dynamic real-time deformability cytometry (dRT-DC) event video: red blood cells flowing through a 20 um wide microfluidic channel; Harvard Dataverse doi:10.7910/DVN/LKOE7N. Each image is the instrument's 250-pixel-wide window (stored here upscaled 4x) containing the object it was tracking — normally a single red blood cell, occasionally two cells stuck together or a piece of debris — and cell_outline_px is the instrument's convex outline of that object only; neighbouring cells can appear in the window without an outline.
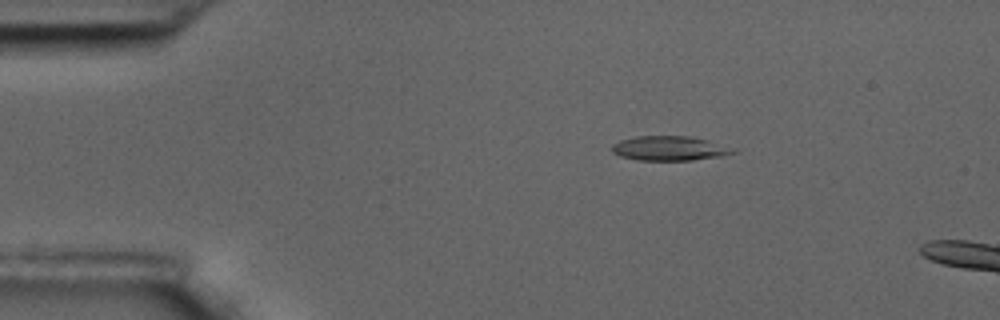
{"species": "common noctule bat (a hibernating species)", "species_latin": "Nyctalus noctula", "temperature_condition": "room temperature", "stored_images_in_passage": 57, "camera_frame_rate_fps": 3000, "um_per_image_px": 0.085, "animal": {"sex": "male", "body_mass_g": 17.5, "forearm_length_mm": 52.3}, "frame": {"image": 1, "passage_image": 10, "time_ms": 3.0, "image_size_px": [1000, 320], "cell_outline_px": [[736, 152], [720, 156], [692, 160], [636, 160], [620, 156], [612, 152], [612, 144], [620, 140], [636, 136], [688, 136], [708, 140], [736, 148]], "centroid_in_image_um": [56.9, 12.6], "position_along_channel_um": 28.1, "area_um2": 17.34}}
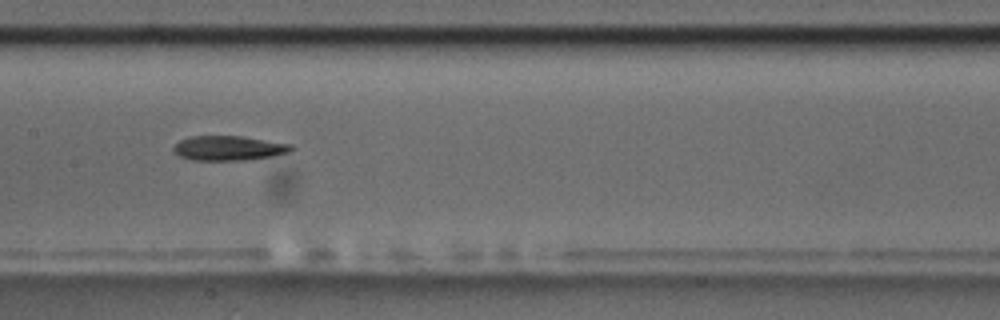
{"frame": {"image": 2, "passage_image": 29, "time_ms": 9.333, "image_size_px": [1000, 320], "cell_outline_px": [[296, 148], [292, 152], [272, 156], [244, 160], [192, 160], [180, 156], [172, 152], [172, 148], [180, 140], [188, 136], [240, 136], [292, 144]], "centroid_in_image_um": [19.45, 12.59], "position_along_channel_um": 187.9, "area_um2": 17.05}}
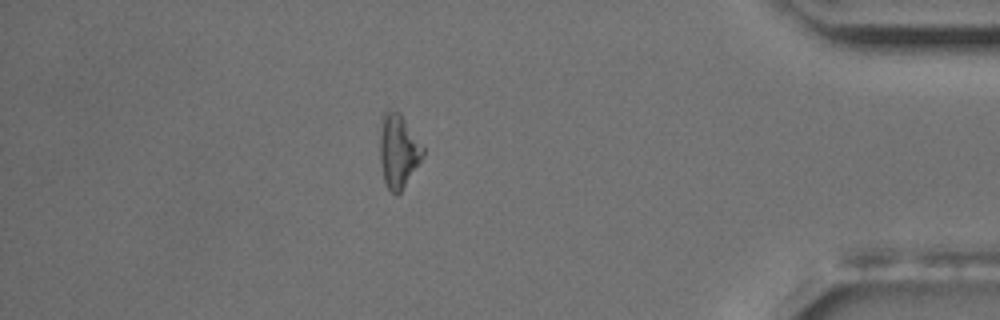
{"frame": {"image": 3, "passage_image": 51, "time_ms": 16.667, "image_size_px": [1000, 320], "cell_outline_px": [[424, 156], [400, 192], [396, 196], [388, 188], [384, 180], [380, 160], [380, 116], [388, 108], [400, 112], [424, 148]], "centroid_in_image_um": [33.84, 12.78], "position_along_channel_um": 401.4, "area_um2": 18.55}}